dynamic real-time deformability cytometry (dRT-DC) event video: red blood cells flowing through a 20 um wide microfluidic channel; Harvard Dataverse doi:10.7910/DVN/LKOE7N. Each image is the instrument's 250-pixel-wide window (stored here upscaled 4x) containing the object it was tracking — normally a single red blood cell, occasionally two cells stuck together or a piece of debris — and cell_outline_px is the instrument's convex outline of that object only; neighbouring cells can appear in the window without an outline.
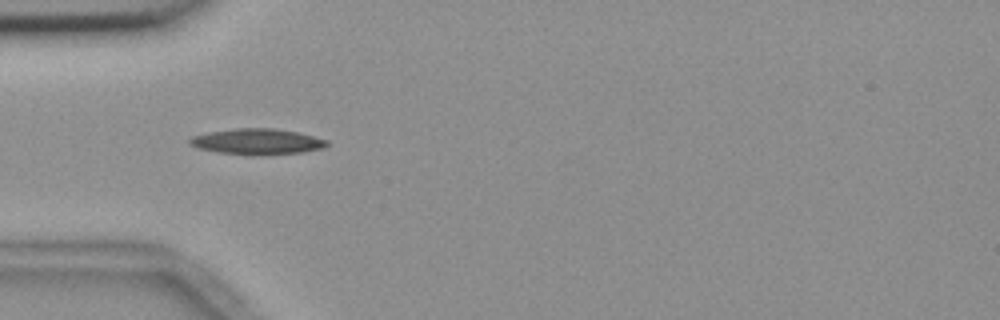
{"species": "common noctule bat (a hibernating species)", "species_latin": "Nyctalus noctula", "temperature_condition": "room temperature", "stored_images_in_passage": 40, "camera_frame_rate_fps": 3000, "um_per_image_px": 0.085, "animal": {"sex": "female", "body_mass_g": 18.4}, "frame": {"image": 1, "passage_image": 2, "time_ms": 0.333, "image_size_px": [1000, 320], "cell_outline_px": [[328, 144], [324, 148], [304, 152], [256, 156], [248, 156], [216, 152], [196, 148], [188, 144], [188, 140], [192, 136], [208, 132], [236, 128], [272, 128], [296, 132], [328, 140]], "centroid_in_image_um": [21.81, 12.05], "position_along_channel_um": 63.2, "area_um2": 20.98}}
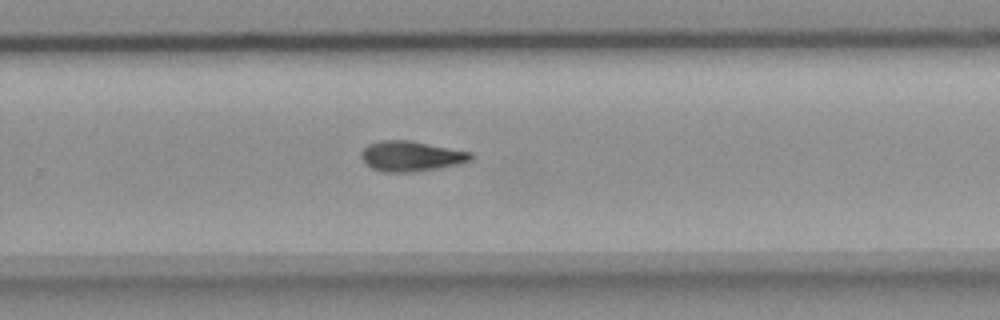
{"frame": {"image": 2, "passage_image": 21, "time_ms": 6.667, "image_size_px": [1000, 320], "cell_outline_px": [[472, 160], [456, 164], [416, 172], [384, 172], [372, 168], [360, 156], [360, 152], [368, 144], [380, 140], [408, 140], [472, 152]], "centroid_in_image_um": [34.92, 13.27], "position_along_channel_um": 294.9, "area_um2": 19.13}}
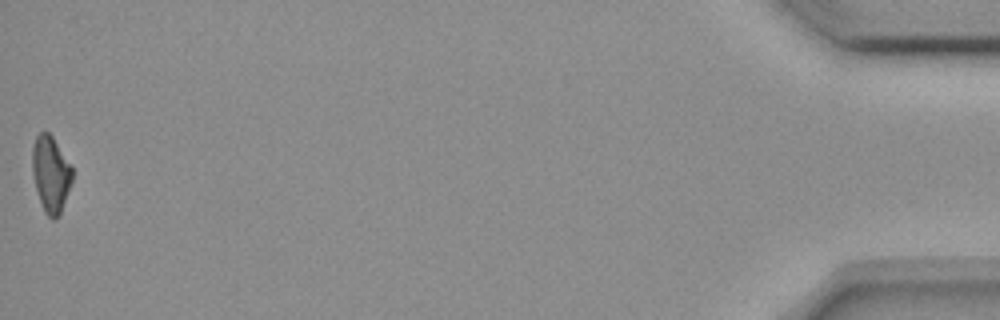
{"frame": {"image": 3, "passage_image": 40, "time_ms": 13.0, "image_size_px": [1000, 320], "cell_outline_px": [[72, 180], [60, 216], [56, 220], [52, 220], [44, 212], [36, 188], [32, 172], [32, 148], [36, 136], [40, 132], [48, 132], [52, 136], [72, 168]], "centroid_in_image_um": [4.31, 14.83], "position_along_channel_um": 430.9, "area_um2": 17.63}, "authors_computed_cell_mechanics": {"area_um2": 18.8717, "velocity_mm_per_s": 3.6894, "shape_relaxation_time_tau1_ms": 9.474, "shape_relaxation_time_tau2_ms": null, "deformation_change_tau1": 0.2179, "deformation_change_tau2": null}}